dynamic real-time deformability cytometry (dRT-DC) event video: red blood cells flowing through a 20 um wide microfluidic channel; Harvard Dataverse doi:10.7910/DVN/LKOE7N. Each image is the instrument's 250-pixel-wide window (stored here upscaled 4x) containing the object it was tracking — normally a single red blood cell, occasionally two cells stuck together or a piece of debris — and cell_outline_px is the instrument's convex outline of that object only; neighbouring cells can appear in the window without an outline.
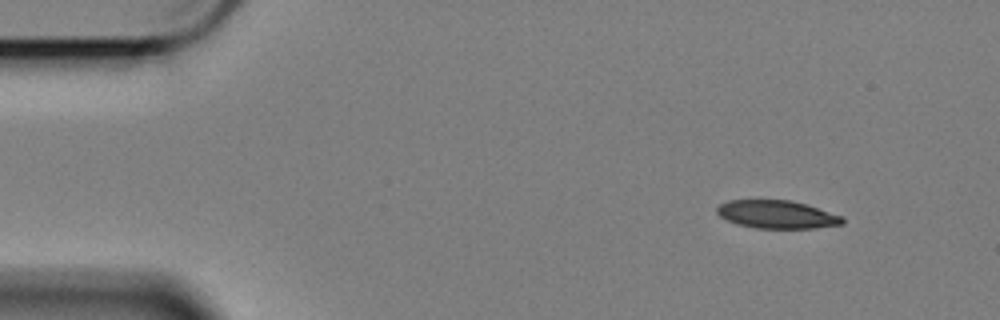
{"species": "Egyptian fruit bat (a non-hibernating species)", "species_latin": "Rousettus aegyptiacus", "temperature_condition": "cold", "stored_images_in_passage": 54, "camera_frame_rate_fps": 3000, "um_per_image_px": 0.085, "animal": {"sex": "female"}, "frame": {"image": 1, "passage_image": 1, "time_ms": 0.0, "image_size_px": [1000, 320], "cell_outline_px": [[844, 224], [816, 228], [756, 228], [736, 224], [720, 216], [716, 212], [716, 208], [720, 204], [728, 200], [792, 200], [808, 204], [844, 216]], "centroid_in_image_um": [66.08, 18.22], "position_along_channel_um": 18.9, "area_um2": 20.75}}
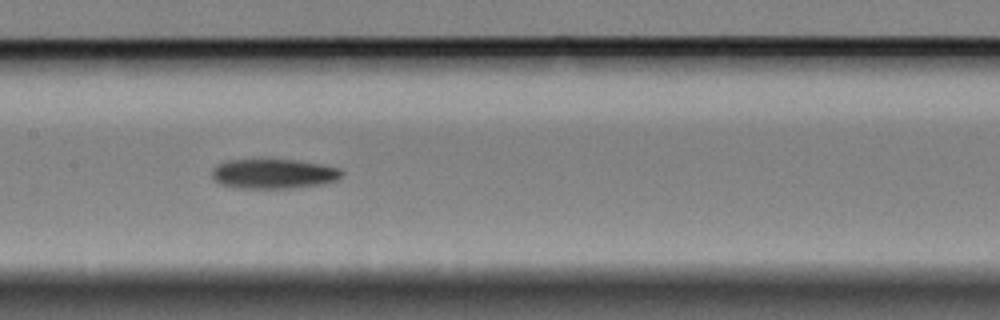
{"frame": {"image": 2, "passage_image": 23, "time_ms": 7.333, "image_size_px": [1000, 320], "cell_outline_px": [[344, 172], [336, 180], [324, 184], [292, 188], [236, 188], [220, 184], [212, 176], [212, 168], [216, 164], [228, 160], [296, 160], [320, 164], [340, 168]], "centroid_in_image_um": [23.25, 14.78], "position_along_channel_um": 184.2, "area_um2": 22.48}}
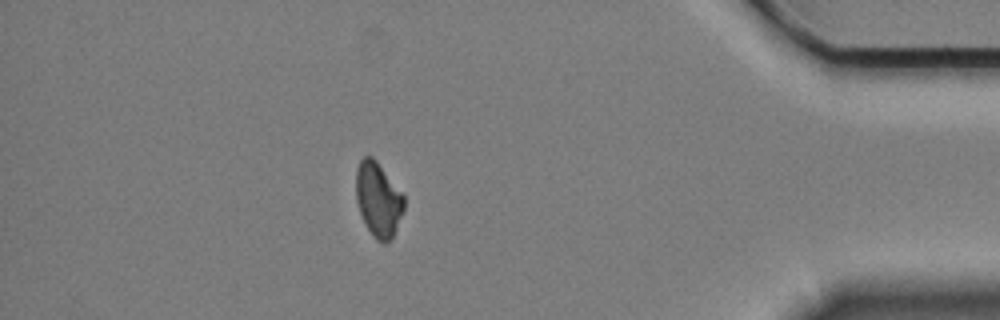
{"frame": {"image": 3, "passage_image": 46, "time_ms": 15.0, "image_size_px": [1000, 320], "cell_outline_px": [[404, 208], [396, 228], [392, 236], [384, 244], [376, 240], [372, 236], [360, 212], [356, 200], [356, 168], [360, 160], [364, 156], [372, 156], [376, 160], [404, 196]], "centroid_in_image_um": [32.13, 16.94], "position_along_channel_um": 403.1, "area_um2": 20.52}, "authors_computed_cell_mechanics": {"area_um2": 22.2241, "velocity_mm_per_s": 3.4021, "shape_relaxation_time_tau1_ms": 7.3104, "shape_relaxation_time_tau2_ms": null, "deformation_change_tau1": 0.1368, "deformation_change_tau2": null}}